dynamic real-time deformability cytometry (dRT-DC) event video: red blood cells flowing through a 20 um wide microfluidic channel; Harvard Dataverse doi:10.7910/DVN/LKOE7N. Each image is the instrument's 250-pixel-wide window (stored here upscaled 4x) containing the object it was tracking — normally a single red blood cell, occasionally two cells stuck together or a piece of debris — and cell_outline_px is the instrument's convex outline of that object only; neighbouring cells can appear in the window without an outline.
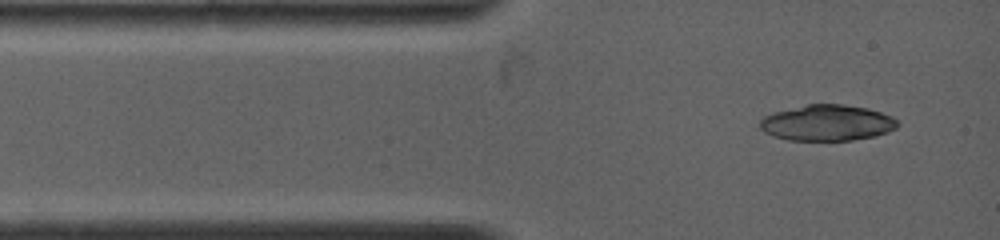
{"species": "common noctule bat (a hibernating species)", "species_latin": "Nyctalus noctula", "temperature_condition": "warm", "stored_images_in_passage": 2, "camera_frame_rate_fps": 4500, "um_per_image_px": 0.085, "animal": {"sex": "female", "body_mass_g": 19.0, "forearm_length_mm": 53.3}, "frame": {"image": 1, "passage_image": 1, "time_ms": 0.0, "image_size_px": [1000, 240], "cell_outline_px": [[900, 124], [896, 128], [888, 132], [872, 136], [852, 140], [788, 140], [764, 132], [760, 128], [760, 120], [764, 116], [772, 112], [808, 104], [844, 104], [868, 108], [892, 116]], "centroid_in_image_um": [70.31, 10.43], "position_along_channel_um": 14.7, "area_um2": 28.78}}